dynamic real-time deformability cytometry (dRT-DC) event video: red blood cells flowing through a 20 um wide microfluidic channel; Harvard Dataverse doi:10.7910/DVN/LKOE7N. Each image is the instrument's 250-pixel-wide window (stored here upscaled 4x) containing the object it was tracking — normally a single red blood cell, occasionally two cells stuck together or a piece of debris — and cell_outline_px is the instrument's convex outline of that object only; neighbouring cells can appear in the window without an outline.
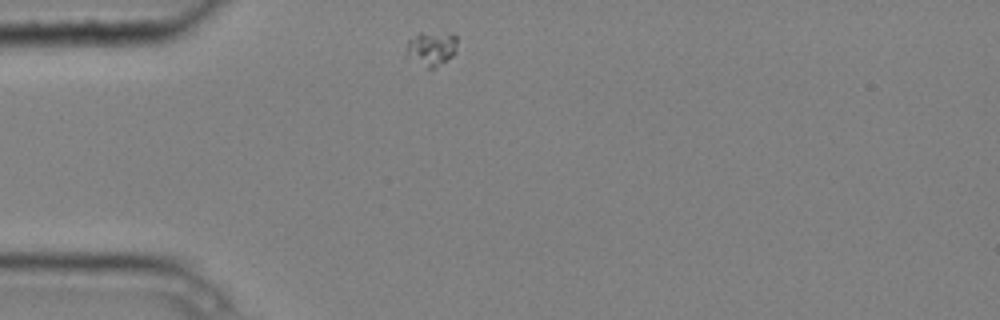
{"species": "common noctule bat (a hibernating species)", "species_latin": "Nyctalus noctula", "temperature_condition": "cold", "stored_images_in_passage": 1, "camera_frame_rate_fps": 3000, "um_per_image_px": 0.085, "animal": {"sex": "male", "body_mass_g": 20.4}, "frame": {"image": 1, "passage_image": 1, "time_ms": 0.0, "image_size_px": [1000, 320], "cell_outline_px": [[456, 52], [452, 56], [432, 68], [428, 68], [404, 56], [408, 40], [420, 32], [452, 32], [456, 36]], "centroid_in_image_um": [36.65, 4.08], "position_along_channel_um": 48.4, "area_um2": 10.35}}